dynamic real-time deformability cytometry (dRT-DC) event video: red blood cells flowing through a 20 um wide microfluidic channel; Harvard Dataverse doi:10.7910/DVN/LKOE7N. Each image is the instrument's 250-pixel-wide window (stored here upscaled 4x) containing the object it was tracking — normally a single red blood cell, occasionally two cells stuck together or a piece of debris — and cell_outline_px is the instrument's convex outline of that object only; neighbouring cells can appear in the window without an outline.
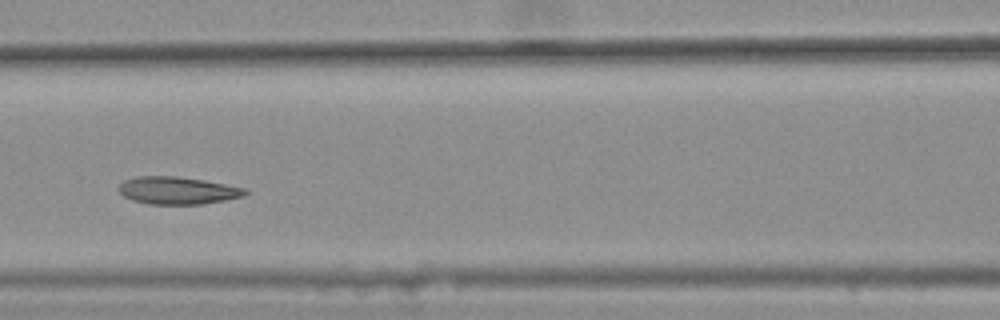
{"species": "common noctule bat (a hibernating species)", "species_latin": "Nyctalus noctula", "temperature_condition": "warm", "stored_images_in_passage": 12, "camera_frame_rate_fps": 3000, "um_per_image_px": 0.085, "animal": {"sex": "female", "body_mass_g": 25.1}, "frame": {"image": 1, "passage_image": 6, "time_ms": 1.667, "image_size_px": [1000, 320], "cell_outline_px": [[248, 192], [244, 196], [224, 200], [200, 204], [148, 204], [132, 200], [124, 196], [120, 192], [120, 184], [124, 180], [136, 176], [176, 176], [204, 180], [248, 188]], "centroid_in_image_um": [15.11, 16.18], "position_along_channel_um": 151.5, "area_um2": 20.23}}
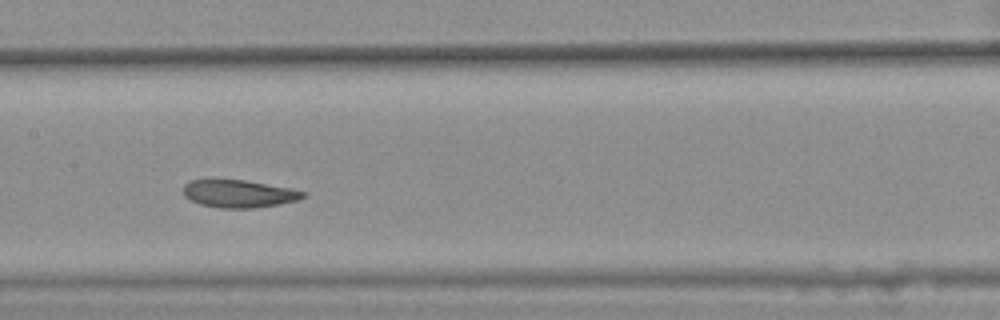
{"frame": {"image": 2, "passage_image": 7, "time_ms": 2.0, "image_size_px": [1000, 320], "cell_outline_px": [[308, 196], [300, 200], [256, 208], [220, 208], [200, 204], [184, 196], [184, 184], [188, 180], [244, 180], [292, 188], [308, 192]], "centroid_in_image_um": [20.37, 16.47], "position_along_channel_um": 187.0, "area_um2": 19.42}}
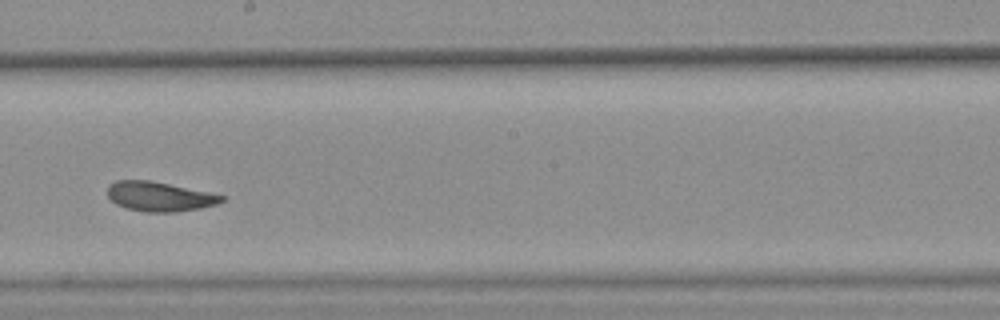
{"frame": {"image": 3, "passage_image": 8, "time_ms": 2.333, "image_size_px": [1000, 320], "cell_outline_px": [[228, 196], [224, 200], [216, 204], [200, 208], [172, 212], [144, 212], [128, 208], [116, 204], [108, 196], [108, 184], [116, 180], [148, 180]], "centroid_in_image_um": [13.55, 16.7], "position_along_channel_um": 234.7, "area_um2": 19.48}}